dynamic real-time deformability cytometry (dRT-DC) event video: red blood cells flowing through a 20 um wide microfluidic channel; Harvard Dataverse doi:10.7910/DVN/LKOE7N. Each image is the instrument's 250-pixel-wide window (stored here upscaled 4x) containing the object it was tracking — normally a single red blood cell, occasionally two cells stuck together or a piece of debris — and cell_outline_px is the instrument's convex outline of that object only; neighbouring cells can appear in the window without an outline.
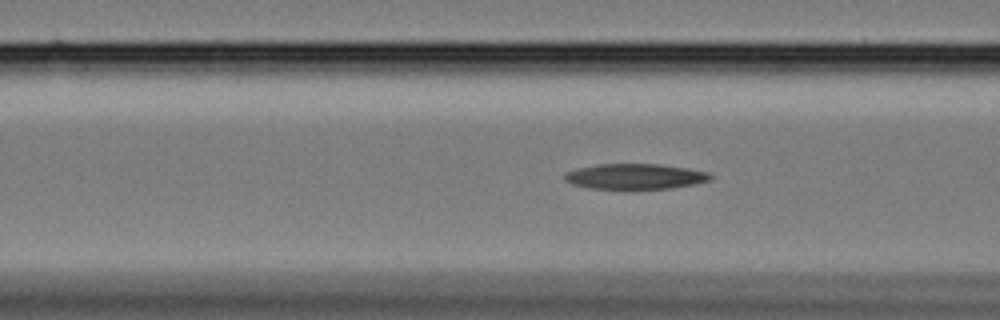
{"species": "Egyptian fruit bat (a non-hibernating species)", "species_latin": "Rousettus aegyptiacus", "temperature_condition": "cold", "stored_images_in_passage": 40, "camera_frame_rate_fps": 3000, "um_per_image_px": 0.085, "animal": {"sex": "female"}, "frame": {"image": 1, "passage_image": 15, "time_ms": 4.667, "image_size_px": [1000, 320], "cell_outline_px": [[716, 176], [712, 180], [696, 184], [672, 188], [588, 188], [572, 184], [564, 180], [564, 176], [568, 172], [576, 168], [600, 164], [660, 164], [688, 168], [708, 172]], "centroid_in_image_um": [54.06, 14.99], "position_along_channel_um": 112.5, "area_um2": 21.62}}
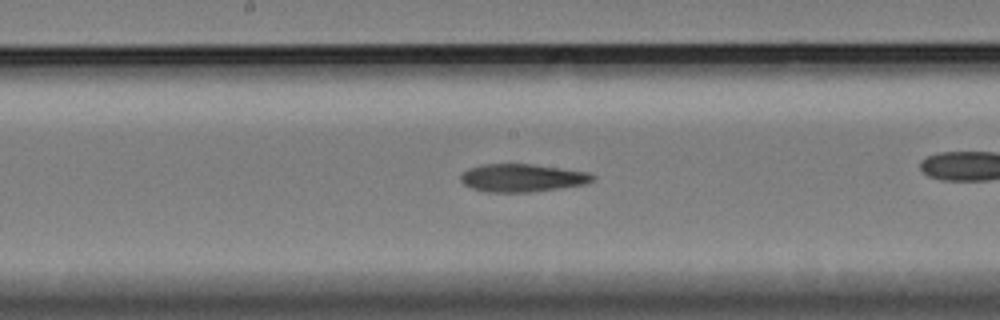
{"frame": {"image": 2, "passage_image": 23, "time_ms": 7.333, "image_size_px": [1000, 320], "cell_outline_px": [[596, 176], [592, 180], [584, 184], [560, 188], [528, 192], [488, 192], [472, 188], [464, 184], [460, 180], [460, 176], [468, 168], [480, 164], [532, 164], [588, 172]], "centroid_in_image_um": [44.36, 15.11], "position_along_channel_um": 203.8, "area_um2": 21.33}}
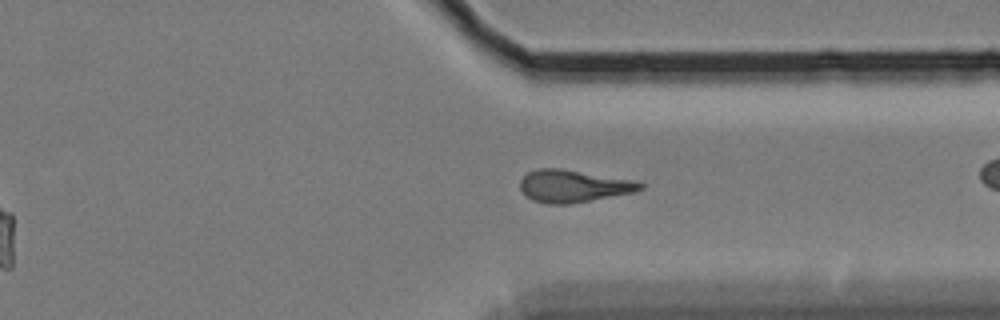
{"frame": {"image": 3, "passage_image": 37, "time_ms": 12.0, "image_size_px": [1000, 320], "cell_outline_px": [[644, 188], [636, 192], [568, 204], [548, 204], [532, 200], [520, 188], [520, 180], [528, 172], [536, 168], [560, 168], [628, 180], [644, 184]], "centroid_in_image_um": [48.69, 15.82], "position_along_channel_um": 362.7, "area_um2": 22.25}}